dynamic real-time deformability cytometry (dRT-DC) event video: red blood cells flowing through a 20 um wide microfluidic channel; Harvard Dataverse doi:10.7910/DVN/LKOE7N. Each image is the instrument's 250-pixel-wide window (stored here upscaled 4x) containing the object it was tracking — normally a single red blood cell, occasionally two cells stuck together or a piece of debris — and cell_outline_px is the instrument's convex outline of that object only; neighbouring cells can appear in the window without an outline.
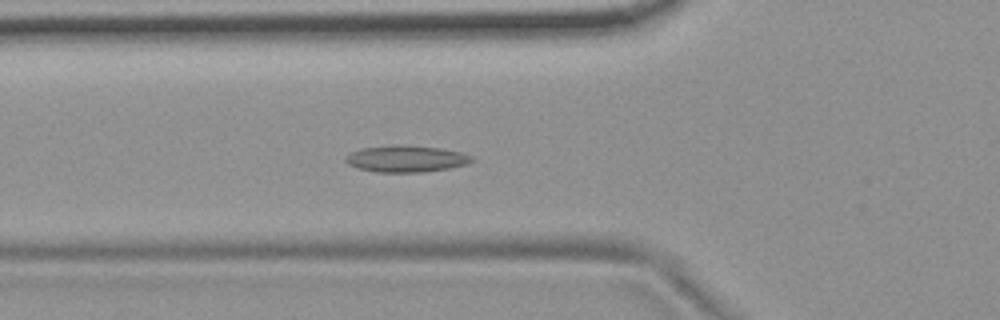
{"species": "common noctule bat (a hibernating species)", "species_latin": "Nyctalus noctula", "temperature_condition": "room temperature", "stored_images_in_passage": 55, "camera_frame_rate_fps": 3000, "um_per_image_px": 0.085, "animal": {"sex": "female", "body_mass_g": 19.9}, "frame": {"image": 1, "passage_image": 20, "time_ms": 6.333, "image_size_px": [1000, 320], "cell_outline_px": [[472, 160], [468, 164], [448, 168], [424, 172], [376, 172], [356, 168], [348, 164], [344, 160], [352, 152], [360, 148], [400, 144], [440, 148], [460, 152], [472, 156]], "centroid_in_image_um": [34.5, 13.49], "position_along_channel_um": 91.3, "area_um2": 19.54}}
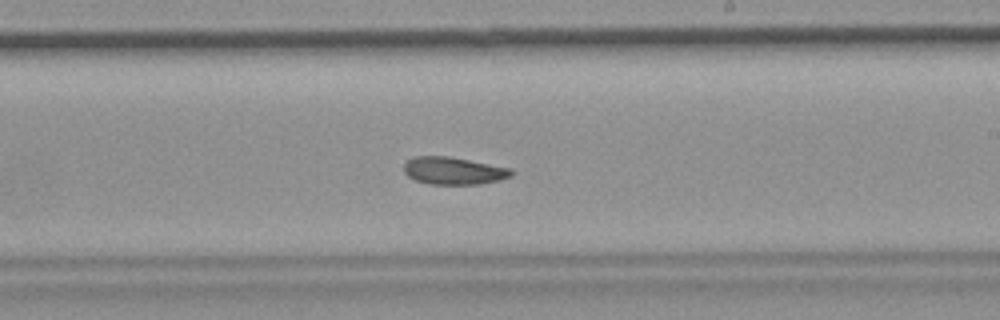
{"frame": {"image": 2, "passage_image": 33, "time_ms": 10.667, "image_size_px": [1000, 320], "cell_outline_px": [[516, 172], [512, 176], [500, 180], [480, 184], [432, 184], [416, 180], [408, 176], [404, 172], [404, 164], [412, 156], [448, 156], [512, 168]], "centroid_in_image_um": [38.59, 14.51], "position_along_channel_um": 250.4, "area_um2": 17.28}}
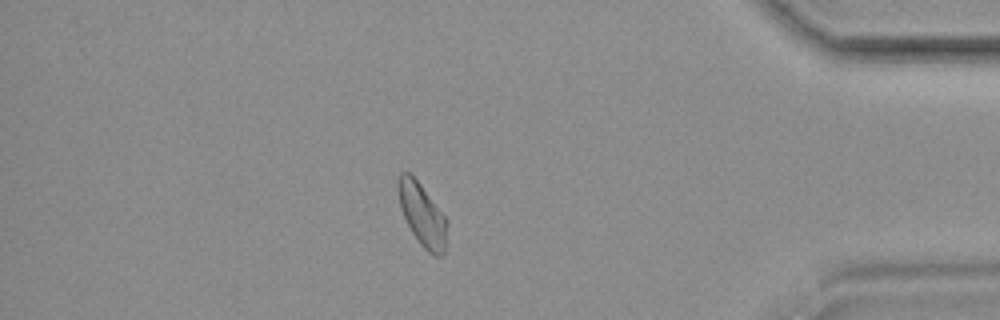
{"frame": {"image": 3, "passage_image": 48, "time_ms": 15.667, "image_size_px": [1000, 320], "cell_outline_px": [[448, 224], [444, 252], [440, 256], [432, 256], [420, 244], [412, 232], [400, 208], [396, 188], [396, 180], [400, 172], [408, 172], [420, 184], [448, 220]], "centroid_in_image_um": [35.87, 18.24], "position_along_channel_um": 399.3, "area_um2": 17.92}, "authors_computed_cell_mechanics": {"area_um2": 18.3804, "velocity_mm_per_s": 3.6873, "shape_relaxation_time_tau1_ms": null, "shape_relaxation_time_tau2_ms": 5.5677, "deformation_change_tau1": null, "deformation_change_tau2": 0.1015}}